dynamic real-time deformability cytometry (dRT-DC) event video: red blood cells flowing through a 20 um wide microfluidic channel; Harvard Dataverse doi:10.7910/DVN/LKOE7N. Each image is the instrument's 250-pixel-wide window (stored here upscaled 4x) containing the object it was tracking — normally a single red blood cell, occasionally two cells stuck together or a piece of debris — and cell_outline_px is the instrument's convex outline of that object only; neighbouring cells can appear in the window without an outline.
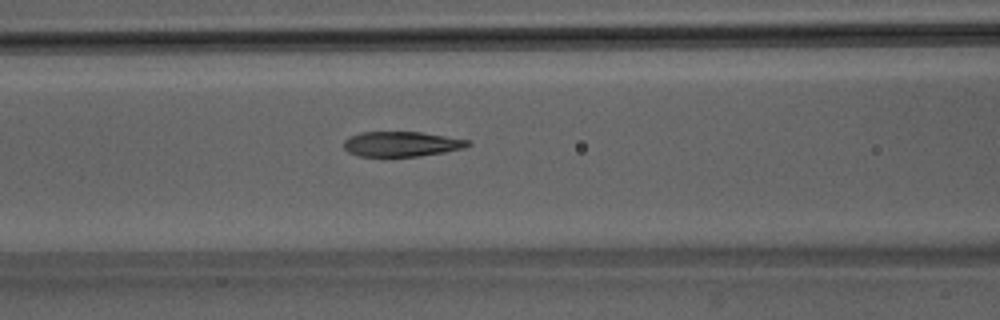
{"species": "Egyptian fruit bat (a non-hibernating species)", "species_latin": "Rousettus aegyptiacus", "temperature_condition": "room temperature", "stored_images_in_passage": 32, "camera_frame_rate_fps": 3000, "um_per_image_px": 0.085, "animal": {"sex": "male"}, "frame": {"image": 1, "passage_image": 6, "time_ms": 1.667, "image_size_px": [1000, 320], "cell_outline_px": [[472, 144], [464, 148], [444, 152], [420, 156], [360, 156], [348, 152], [344, 148], [344, 140], [360, 132], [420, 132], [472, 140]], "centroid_in_image_um": [34.17, 12.24], "position_along_channel_um": 132.4, "area_um2": 18.09}}
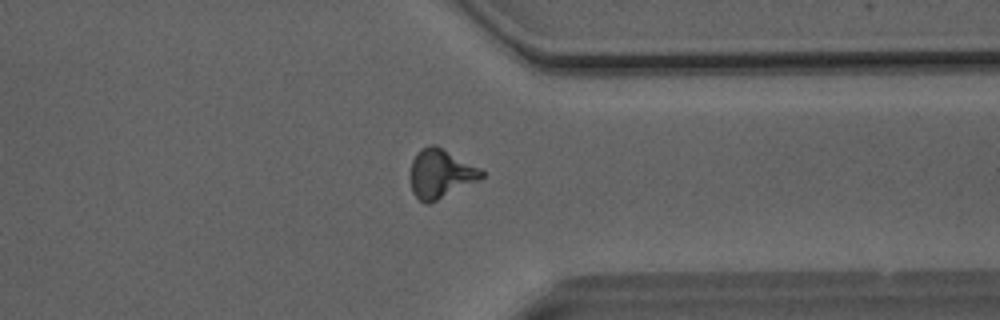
{"frame": {"image": 2, "passage_image": 24, "time_ms": 7.667, "image_size_px": [1000, 320], "cell_outline_px": [[484, 176], [480, 180], [428, 204], [424, 204], [412, 192], [412, 160], [416, 152], [420, 148], [428, 144], [436, 144], [480, 168], [484, 172]], "centroid_in_image_um": [37.46, 14.74], "position_along_channel_um": 373.9, "area_um2": 20.23}}
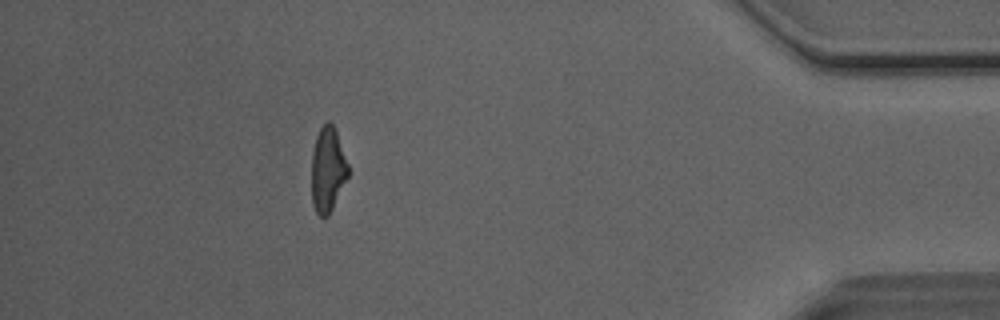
{"frame": {"image": 3, "passage_image": 30, "time_ms": 9.667, "image_size_px": [1000, 320], "cell_outline_px": [[348, 176], [328, 216], [320, 216], [316, 212], [312, 204], [312, 152], [316, 136], [320, 128], [328, 120], [332, 124], [336, 132], [348, 164]], "centroid_in_image_um": [27.84, 14.42], "position_along_channel_um": 407.4, "area_um2": 17.8}}